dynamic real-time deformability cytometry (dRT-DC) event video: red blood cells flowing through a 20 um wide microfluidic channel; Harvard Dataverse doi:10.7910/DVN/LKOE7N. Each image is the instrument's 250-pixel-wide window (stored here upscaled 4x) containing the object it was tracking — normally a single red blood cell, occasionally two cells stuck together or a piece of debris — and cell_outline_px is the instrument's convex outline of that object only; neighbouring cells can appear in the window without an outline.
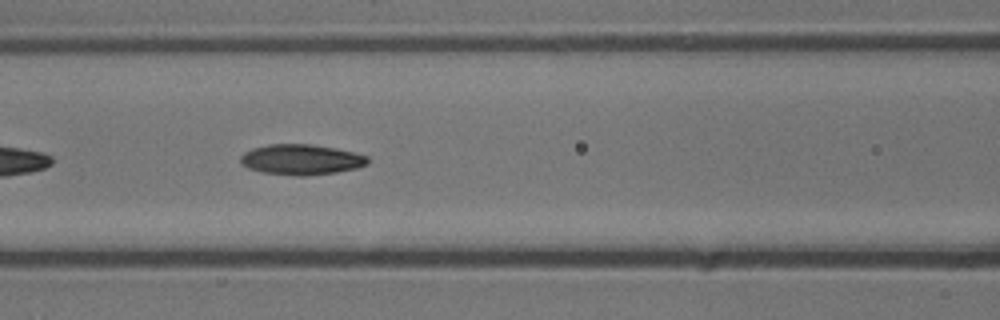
{"species": "common noctule bat (a hibernating species)", "species_latin": "Nyctalus noctula", "temperature_condition": "cold", "stored_images_in_passage": 17, "camera_frame_rate_fps": 3000, "um_per_image_px": 0.085, "animal": {"sex": "male", "body_mass_g": 13.3}, "frame": {"image": 1, "passage_image": 8, "time_ms": 2.333, "image_size_px": [1000, 320], "cell_outline_px": [[368, 164], [356, 168], [336, 172], [308, 176], [296, 176], [264, 172], [248, 168], [240, 164], [240, 156], [244, 152], [252, 148], [268, 144], [312, 144], [336, 148], [368, 156]], "centroid_in_image_um": [25.58, 13.56], "position_along_channel_um": 141.0, "area_um2": 22.66}}
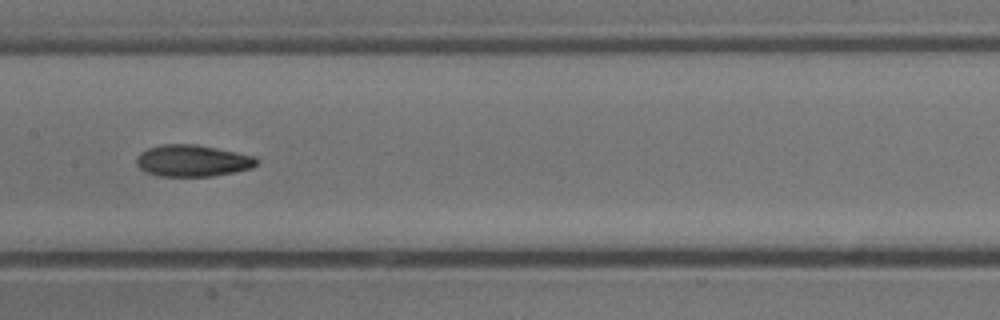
{"frame": {"image": 2, "passage_image": 12, "time_ms": 3.667, "image_size_px": [1000, 320], "cell_outline_px": [[260, 160], [252, 168], [212, 176], [156, 176], [140, 168], [136, 164], [136, 160], [140, 152], [148, 148], [164, 144], [196, 144], [256, 156]], "centroid_in_image_um": [16.37, 13.66], "position_along_channel_um": 191.0, "area_um2": 22.14}}